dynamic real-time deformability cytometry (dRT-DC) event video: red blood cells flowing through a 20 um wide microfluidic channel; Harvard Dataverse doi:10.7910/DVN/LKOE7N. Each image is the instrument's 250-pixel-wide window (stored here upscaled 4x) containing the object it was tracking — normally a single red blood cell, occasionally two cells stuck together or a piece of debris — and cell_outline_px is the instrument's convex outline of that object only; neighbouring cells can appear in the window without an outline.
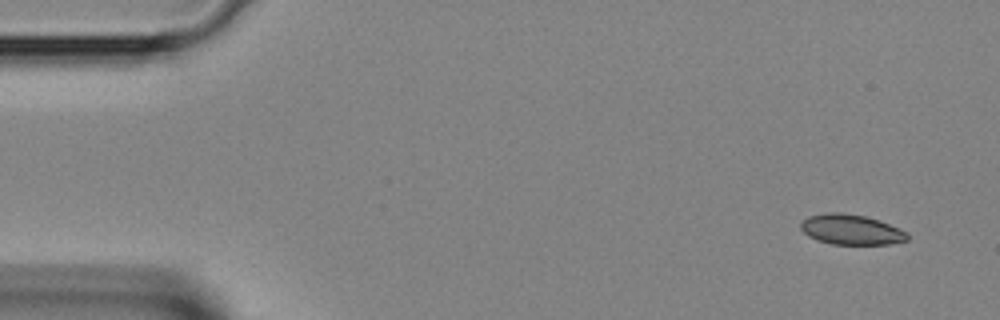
{"species": "Egyptian fruit bat (a non-hibernating species)", "species_latin": "Rousettus aegyptiacus", "temperature_condition": "room temperature", "stored_images_in_passage": 3, "camera_frame_rate_fps": 3000, "um_per_image_px": 0.085, "animal": {"sex": "female"}, "frame": {"image": 1, "passage_image": 1, "time_ms": 0.0, "image_size_px": [1000, 320], "cell_outline_px": [[908, 240], [888, 244], [832, 244], [816, 240], [808, 236], [800, 228], [800, 224], [808, 216], [828, 212], [840, 212], [864, 216], [880, 220], [900, 228], [908, 232]], "centroid_in_image_um": [72.36, 19.51], "position_along_channel_um": 12.6, "area_um2": 18.84}}
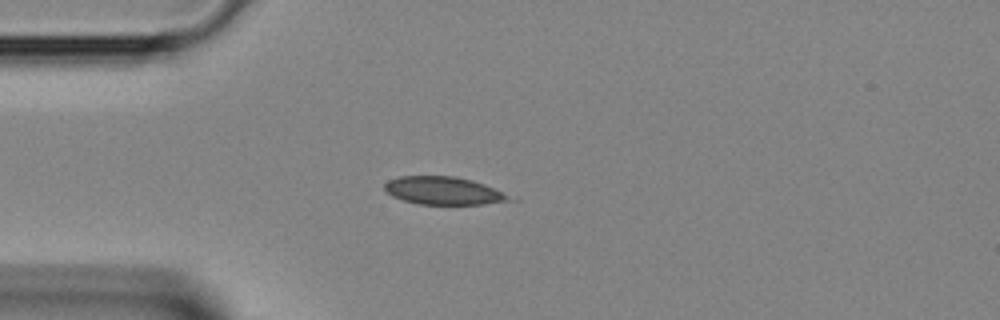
{"frame": {"image": 2, "passage_image": 3, "time_ms": 0.667, "image_size_px": [1000, 320], "cell_outline_px": [[508, 200], [484, 204], [420, 204], [404, 200], [392, 196], [384, 188], [384, 184], [388, 180], [400, 176], [456, 176], [472, 180], [484, 184], [508, 196]], "centroid_in_image_um": [37.6, 16.19], "position_along_channel_um": 47.4, "area_um2": 19.77}}